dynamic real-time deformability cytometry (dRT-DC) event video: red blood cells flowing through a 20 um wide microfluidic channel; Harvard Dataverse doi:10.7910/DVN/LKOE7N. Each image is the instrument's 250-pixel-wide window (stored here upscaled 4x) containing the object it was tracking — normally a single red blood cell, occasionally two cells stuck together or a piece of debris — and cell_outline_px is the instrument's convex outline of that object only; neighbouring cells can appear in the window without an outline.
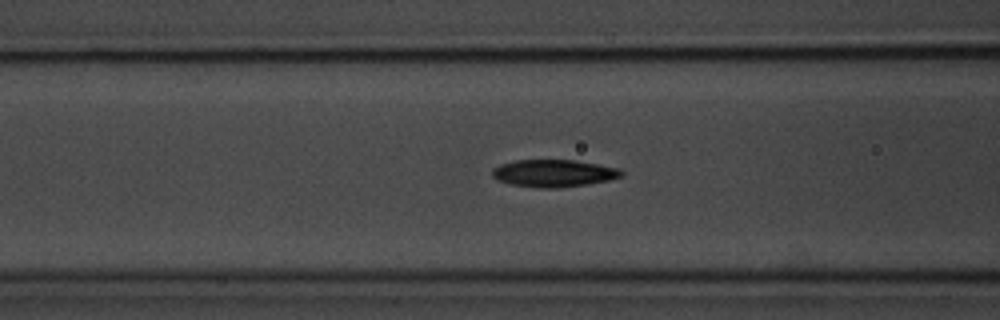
{"species": "common noctule bat (a hibernating species)", "species_latin": "Nyctalus noctula", "temperature_condition": "room temperature", "stored_images_in_passage": 40, "camera_frame_rate_fps": 3000, "um_per_image_px": 0.085, "animal": {"sex": "male", "body_mass_g": 20.1, "forearm_length_mm": 53.5}, "frame": {"image": 1, "passage_image": 5, "time_ms": 1.333, "image_size_px": [1000, 320], "cell_outline_px": [[624, 176], [608, 180], [588, 184], [560, 188], [540, 188], [512, 184], [496, 180], [492, 176], [492, 168], [500, 164], [516, 160], [576, 160], [620, 168], [624, 172]], "centroid_in_image_um": [47.08, 14.72], "position_along_channel_um": 119.5, "area_um2": 20.75}}
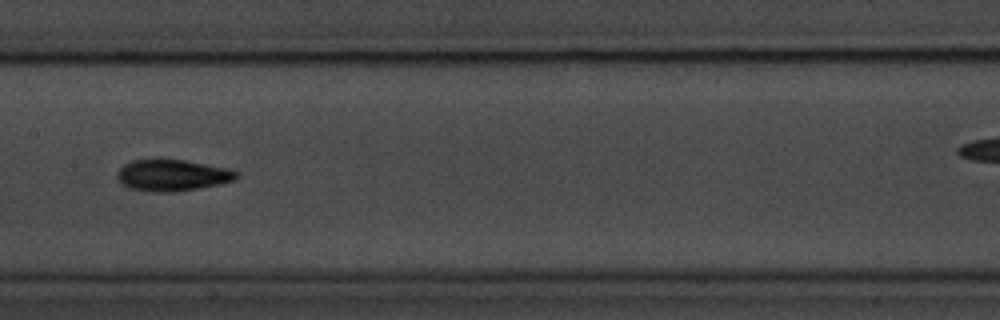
{"frame": {"image": 2, "passage_image": 11, "time_ms": 3.333, "image_size_px": [1000, 320], "cell_outline_px": [[240, 176], [236, 180], [220, 184], [172, 192], [156, 192], [128, 188], [116, 180], [116, 172], [124, 164], [132, 160], [152, 156], [156, 156], [184, 160], [228, 168], [240, 172]], "centroid_in_image_um": [14.6, 14.85], "position_along_channel_um": 192.8, "area_um2": 22.72}}
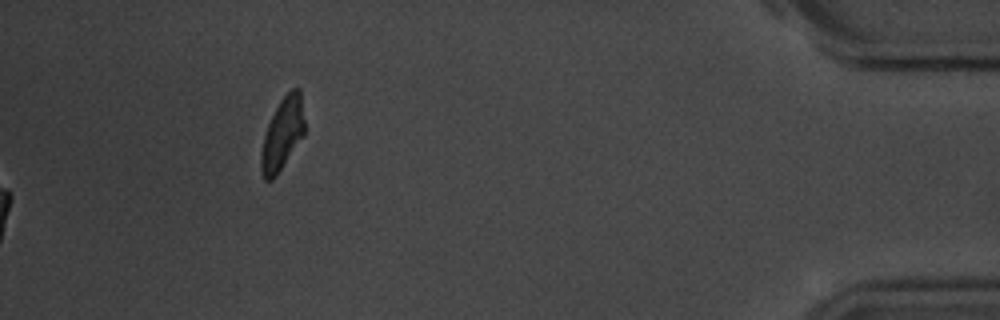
{"frame": {"image": 3, "passage_image": 40, "time_ms": 13.0, "image_size_px": [1000, 320], "cell_outline_px": [[304, 136], [276, 176], [272, 180], [264, 180], [260, 168], [260, 152], [264, 136], [268, 124], [280, 100], [292, 88], [300, 88], [304, 120]], "centroid_in_image_um": [24.0, 11.41], "position_along_channel_um": 411.2, "area_um2": 18.26}, "authors_computed_cell_mechanics": {"area_um2": 20.1433, "velocity_mm_per_s": 3.6405, "shape_relaxation_time_tau1_ms": 2.5671, "shape_relaxation_time_tau2_ms": 4.0243, "deformation_change_tau1": 0.1438, "deformation_change_tau2": 0.1153}}